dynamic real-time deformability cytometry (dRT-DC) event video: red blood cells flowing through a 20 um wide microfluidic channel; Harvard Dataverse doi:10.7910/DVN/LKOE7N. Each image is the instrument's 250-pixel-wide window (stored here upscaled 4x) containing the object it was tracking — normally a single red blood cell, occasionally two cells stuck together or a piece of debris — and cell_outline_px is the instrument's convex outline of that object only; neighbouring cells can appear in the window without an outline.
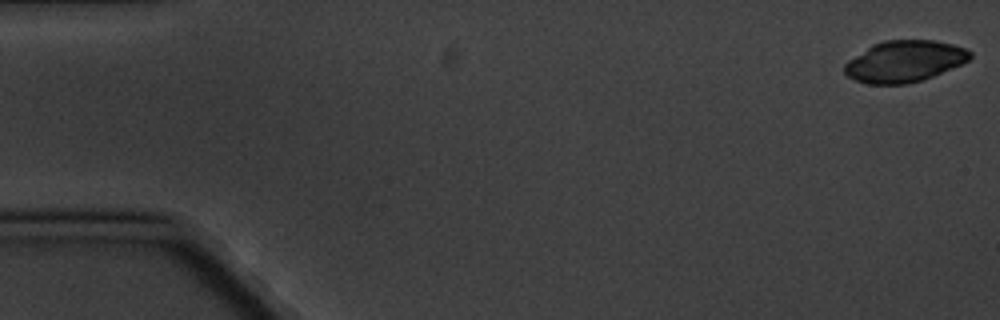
{"species": "common noctule bat (a hibernating species)", "species_latin": "Nyctalus noctula", "temperature_condition": "cold", "stored_images_in_passage": 5, "camera_frame_rate_fps": 3000, "um_per_image_px": 0.085, "animal": {"sex": "male", "body_mass_g": 20.1, "forearm_length_mm": 53.5}, "frame": {"image": 1, "passage_image": 1, "time_ms": 0.0, "image_size_px": [1000, 320], "cell_outline_px": [[972, 56], [968, 60], [952, 68], [932, 76], [908, 84], [868, 84], [856, 80], [848, 76], [844, 72], [844, 64], [848, 60], [872, 44], [884, 40], [936, 40], [952, 44], [964, 48], [972, 52]], "centroid_in_image_um": [76.86, 5.2], "position_along_channel_um": 8.1, "area_um2": 30.17}}